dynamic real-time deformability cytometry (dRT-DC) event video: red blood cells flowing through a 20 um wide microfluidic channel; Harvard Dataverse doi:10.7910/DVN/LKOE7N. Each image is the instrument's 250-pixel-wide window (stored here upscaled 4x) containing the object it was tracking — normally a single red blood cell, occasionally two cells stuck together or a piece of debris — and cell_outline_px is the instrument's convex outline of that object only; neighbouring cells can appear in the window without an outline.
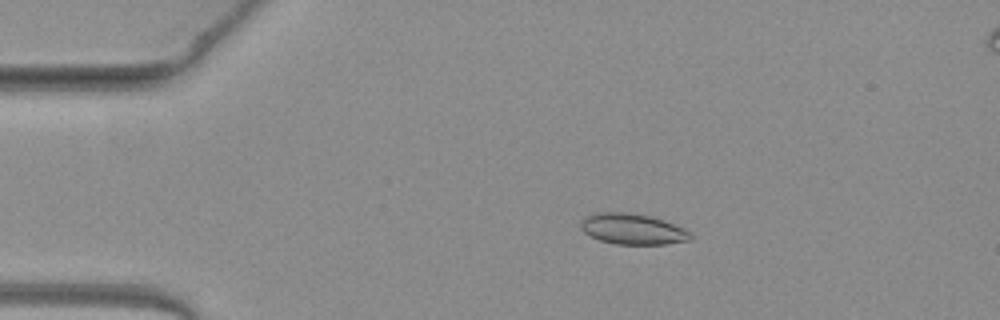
{"species": "common noctule bat (a hibernating species)", "species_latin": "Nyctalus noctula", "temperature_condition": "warm", "stored_images_in_passage": 51, "camera_frame_rate_fps": 3000, "um_per_image_px": 0.085, "animal": {"sex": "female", "body_mass_g": 19.3, "forearm_length_mm": 54.1}, "frame": {"image": 1, "passage_image": 10, "time_ms": 3.0, "image_size_px": [1000, 320], "cell_outline_px": [[692, 236], [688, 240], [664, 244], [616, 244], [600, 240], [584, 232], [580, 228], [580, 220], [584, 216], [596, 212], [624, 212], [648, 216], [664, 220], [684, 228], [692, 232]], "centroid_in_image_um": [53.74, 19.46], "position_along_channel_um": 31.3, "area_um2": 19.65}}
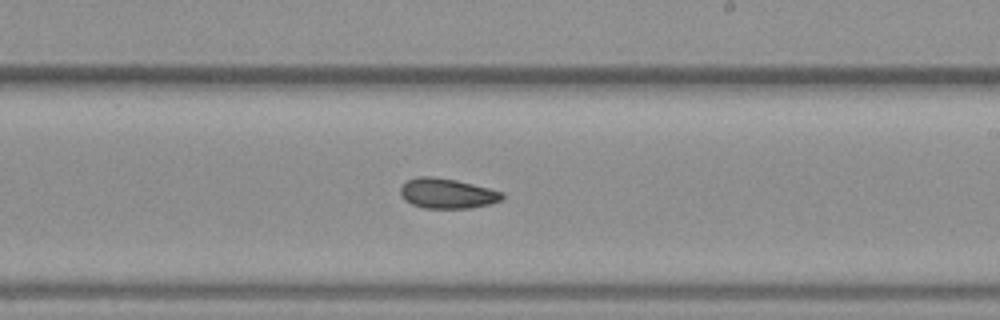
{"frame": {"image": 2, "passage_image": 30, "time_ms": 9.667, "image_size_px": [1000, 320], "cell_outline_px": [[504, 196], [500, 200], [492, 204], [472, 208], [424, 208], [412, 204], [404, 200], [400, 196], [400, 188], [408, 180], [416, 176], [432, 176], [456, 180], [504, 192]], "centroid_in_image_um": [38.0, 16.44], "position_along_channel_um": 251.0, "area_um2": 17.92}}
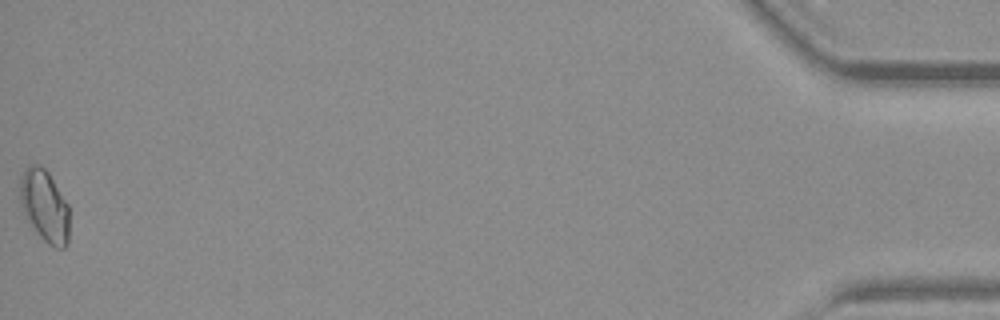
{"frame": {"image": 3, "passage_image": 51, "time_ms": 16.667, "image_size_px": [1000, 320], "cell_outline_px": [[68, 244], [64, 248], [56, 248], [48, 244], [40, 236], [24, 212], [20, 204], [20, 180], [28, 164], [40, 164], [48, 172], [68, 204]], "centroid_in_image_um": [3.8, 17.48], "position_along_channel_um": 431.4, "area_um2": 20.4}, "authors_computed_cell_mechanics": {"area_um2": 18.207, "velocity_mm_per_s": 4.0691, "shape_relaxation_time_tau1_ms": null, "shape_relaxation_time_tau2_ms": 2.6675, "deformation_change_tau1": null, "deformation_change_tau2": 0.0667}}